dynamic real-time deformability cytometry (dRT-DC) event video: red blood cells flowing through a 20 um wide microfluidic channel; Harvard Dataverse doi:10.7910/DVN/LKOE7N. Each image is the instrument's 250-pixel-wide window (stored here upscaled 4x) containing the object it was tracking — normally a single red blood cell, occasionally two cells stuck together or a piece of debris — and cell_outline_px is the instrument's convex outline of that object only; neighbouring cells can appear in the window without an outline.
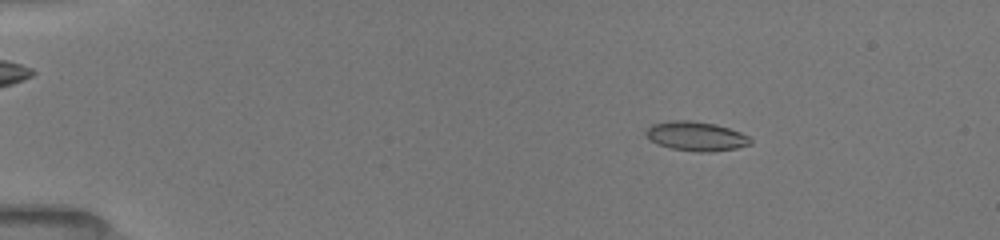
{"species": "common noctule bat (a hibernating species)", "species_latin": "Nyctalus noctula", "temperature_condition": "room temperature", "stored_images_in_passage": 54, "camera_frame_rate_fps": 3000, "um_per_image_px": 0.085, "animal": {"sex": "female", "body_mass_g": 19.5, "forearm_length_mm": 54.1}, "frame": {"image": 1, "passage_image": 10, "time_ms": 3.0, "image_size_px": [1000, 240], "cell_outline_px": [[744, 144], [732, 148], [676, 148], [664, 144], [648, 136], [648, 132], [652, 128], [660, 124], [708, 124], [724, 128], [736, 132], [744, 136]], "centroid_in_image_um": [59.16, 11.58], "position_along_channel_um": 25.8, "area_um2": 13.76}}
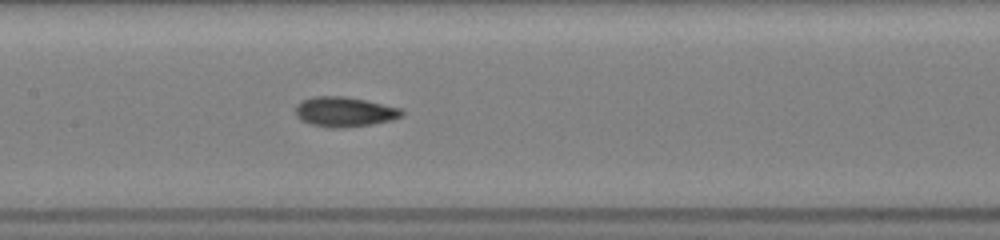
{"frame": {"image": 2, "passage_image": 28, "time_ms": 9.0, "image_size_px": [1000, 240], "cell_outline_px": [[400, 112], [396, 116], [380, 120], [360, 124], [320, 124], [308, 120], [300, 116], [300, 104], [308, 100], [360, 100], [392, 108]], "centroid_in_image_um": [29.29, 9.51], "position_along_channel_um": 178.1, "area_um2": 13.93}}
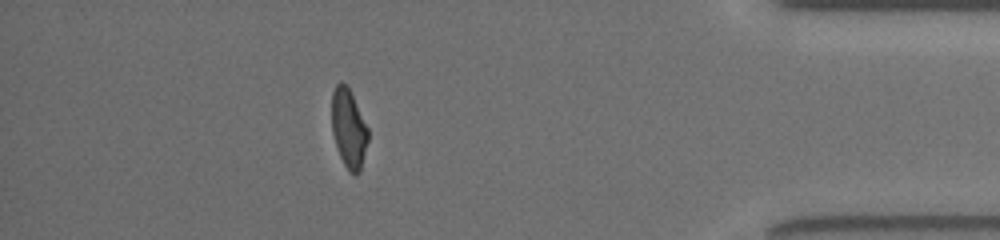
{"frame": {"image": 3, "passage_image": 48, "time_ms": 15.667, "image_size_px": [1000, 240], "cell_outline_px": [[368, 140], [360, 168], [356, 172], [352, 172], [348, 168], [336, 144], [332, 128], [332, 96], [336, 84], [344, 84], [348, 88], [368, 128]], "centroid_in_image_um": [29.64, 10.86], "position_along_channel_um": 405.6, "area_um2": 15.61}, "authors_computed_cell_mechanics": {"area_um2": 14.6812, "velocity_mm_per_s": 3.9872, "shape_relaxation_time_tau1_ms": null, "shape_relaxation_time_tau2_ms": 2.8999, "deformation_change_tau1": null, "deformation_change_tau2": 0.0865}}